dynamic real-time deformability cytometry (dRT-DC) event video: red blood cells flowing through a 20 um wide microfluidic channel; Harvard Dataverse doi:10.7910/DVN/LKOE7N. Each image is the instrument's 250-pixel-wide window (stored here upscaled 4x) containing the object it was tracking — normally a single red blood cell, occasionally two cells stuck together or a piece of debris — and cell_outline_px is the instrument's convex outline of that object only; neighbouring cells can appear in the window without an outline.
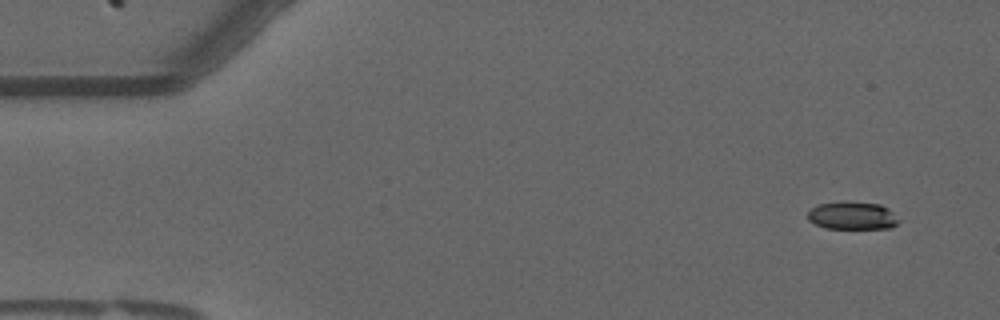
{"species": "common noctule bat (a hibernating species)", "species_latin": "Nyctalus noctula", "temperature_condition": "warm", "stored_images_in_passage": 57, "camera_frame_rate_fps": 3000, "um_per_image_px": 0.085, "animal": {"sex": "male", "forearm_length_mm": 52.5}, "frame": {"image": 1, "passage_image": 4, "time_ms": 1.0, "image_size_px": [1000, 320], "cell_outline_px": [[900, 220], [896, 224], [888, 228], [824, 228], [808, 220], [808, 212], [812, 208], [820, 204], [880, 204], [888, 208]], "centroid_in_image_um": [72.46, 18.38], "position_along_channel_um": 12.5, "area_um2": 13.93}}
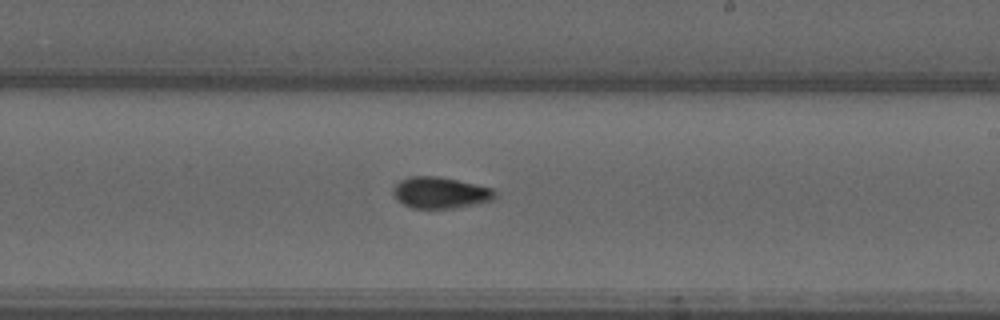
{"frame": {"image": 2, "passage_image": 33, "time_ms": 10.667, "image_size_px": [1000, 320], "cell_outline_px": [[496, 196], [492, 200], [476, 204], [452, 208], [412, 208], [396, 200], [392, 192], [392, 188], [400, 180], [408, 176], [436, 176], [476, 184], [492, 188], [496, 192]], "centroid_in_image_um": [37.4, 16.37], "position_along_channel_um": 251.6, "area_um2": 18.61}}
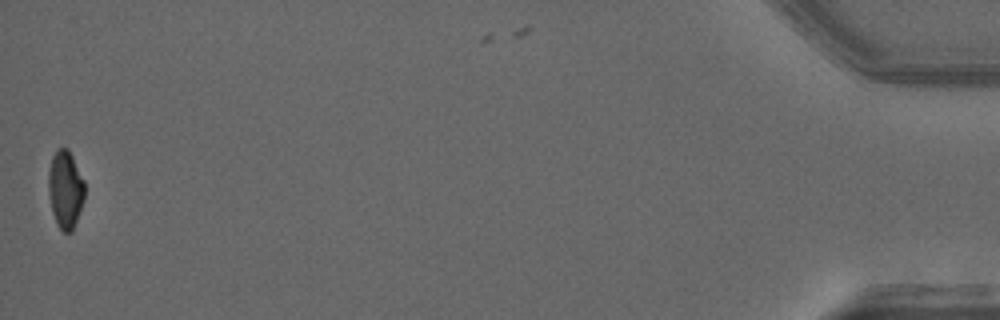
{"frame": {"image": 3, "passage_image": 56, "time_ms": 18.333, "image_size_px": [1000, 320], "cell_outline_px": [[84, 200], [72, 232], [64, 232], [56, 224], [52, 212], [48, 192], [48, 172], [52, 156], [56, 148], [68, 148], [84, 180]], "centroid_in_image_um": [5.54, 16.09], "position_along_channel_um": 429.7, "area_um2": 16.53}, "authors_computed_cell_mechanics": {"area_um2": 17.1088, "velocity_mm_per_s": 3.6549, "shape_relaxation_time_tau1_ms": 4.9542, "shape_relaxation_time_tau2_ms": 4.2435, "deformation_change_tau1": 0.1575, "deformation_change_tau2": 0.0874}}